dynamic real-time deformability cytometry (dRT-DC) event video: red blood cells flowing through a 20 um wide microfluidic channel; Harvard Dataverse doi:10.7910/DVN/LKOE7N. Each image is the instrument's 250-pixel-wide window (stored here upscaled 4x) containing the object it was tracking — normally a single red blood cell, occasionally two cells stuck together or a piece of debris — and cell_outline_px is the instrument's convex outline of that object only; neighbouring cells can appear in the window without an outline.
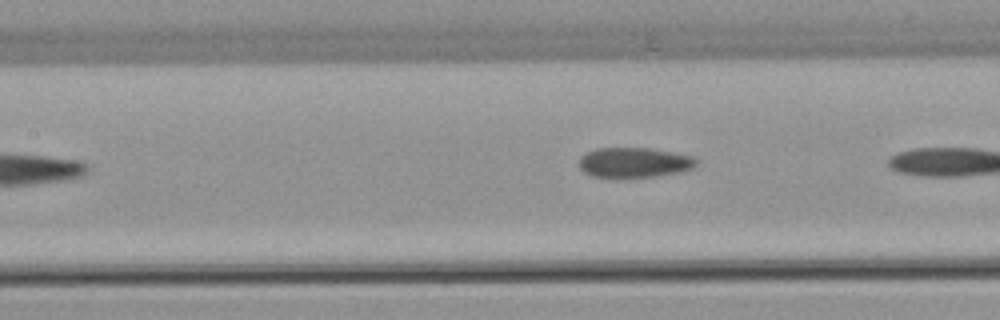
{"species": "common noctule bat (a hibernating species)", "species_latin": "Nyctalus noctula", "temperature_condition": "warm", "stored_images_in_passage": 6, "camera_frame_rate_fps": 3000, "um_per_image_px": 0.085, "animal": {"sex": "female", "body_mass_g": 22.7, "forearm_length_mm": 54.2}, "frame": {"image": 1, "passage_image": 6, "time_ms": 6.0, "image_size_px": [1000, 320], "cell_outline_px": [[700, 160], [696, 168], [684, 172], [656, 176], [616, 180], [592, 176], [584, 172], [580, 168], [580, 156], [596, 148], [648, 148], [672, 152], [692, 156]], "centroid_in_image_um": [53.94, 13.86], "position_along_channel_um": 153.5, "area_um2": 21.39}}